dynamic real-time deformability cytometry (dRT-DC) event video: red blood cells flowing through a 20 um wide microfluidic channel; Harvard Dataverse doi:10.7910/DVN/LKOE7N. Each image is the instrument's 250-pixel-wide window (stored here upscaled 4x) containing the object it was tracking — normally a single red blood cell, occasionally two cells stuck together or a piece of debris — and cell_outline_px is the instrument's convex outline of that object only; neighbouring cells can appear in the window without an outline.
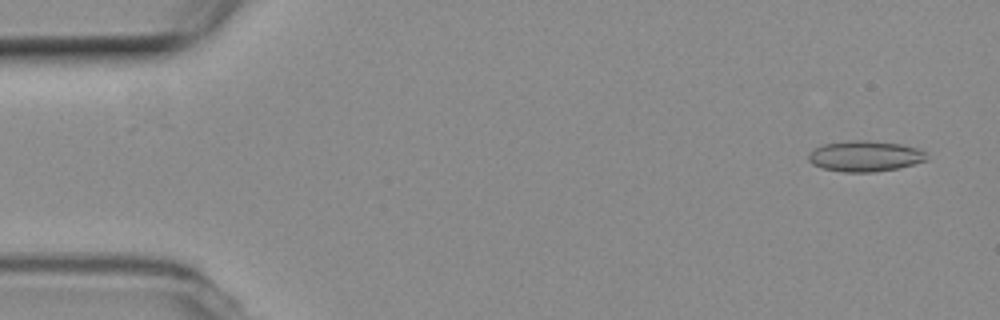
{"species": "common noctule bat (a hibernating species)", "species_latin": "Nyctalus noctula", "temperature_condition": "room temperature", "stored_images_in_passage": 55, "camera_frame_rate_fps": 3000, "um_per_image_px": 0.085, "animal": {"sex": "female", "body_mass_g": 19.3, "forearm_length_mm": 54.1}, "frame": {"image": 1, "passage_image": 3, "time_ms": 0.667, "image_size_px": [1000, 320], "cell_outline_px": [[928, 160], [900, 168], [872, 172], [844, 172], [820, 168], [812, 164], [808, 160], [808, 152], [824, 144], [852, 140], [868, 140], [900, 144], [916, 148], [924, 152]], "centroid_in_image_um": [73.5, 13.28], "position_along_channel_um": 11.5, "area_um2": 21.21}}
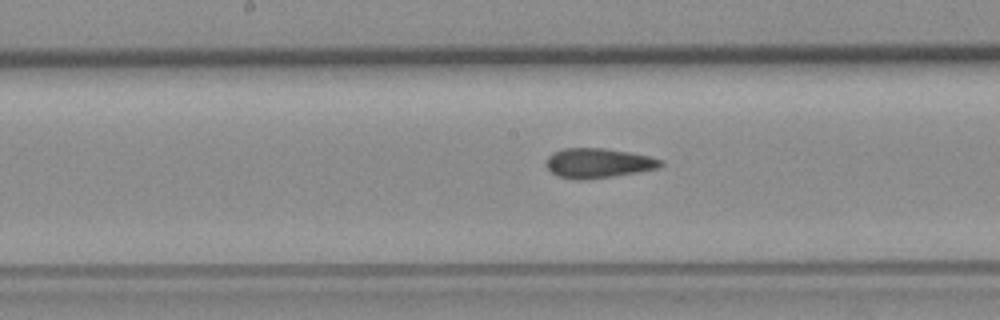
{"frame": {"image": 2, "passage_image": 27, "time_ms": 8.667, "image_size_px": [1000, 320], "cell_outline_px": [[664, 164], [660, 168], [612, 176], [584, 180], [576, 180], [556, 176], [544, 164], [548, 156], [552, 152], [564, 148], [604, 148], [628, 152], [648, 156], [664, 160]], "centroid_in_image_um": [50.82, 13.86], "position_along_channel_um": 197.4, "area_um2": 19.94}}
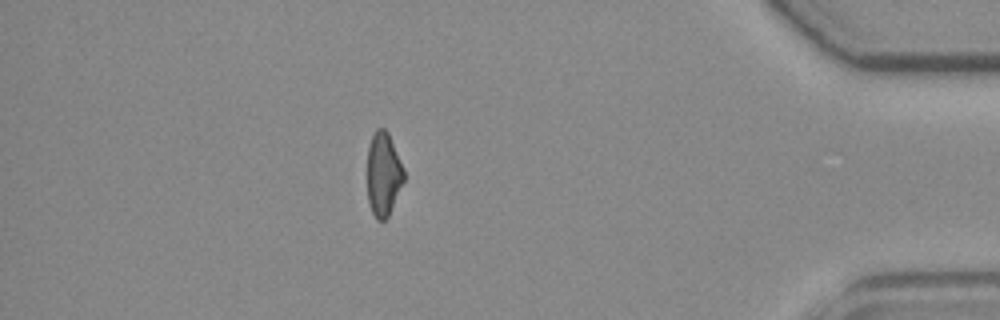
{"frame": {"image": 3, "passage_image": 47, "time_ms": 15.333, "image_size_px": [1000, 320], "cell_outline_px": [[404, 180], [388, 216], [384, 220], [376, 220], [368, 204], [368, 144], [376, 128], [384, 128], [388, 132], [404, 168]], "centroid_in_image_um": [32.58, 14.79], "position_along_channel_um": 402.6, "area_um2": 17.8}, "authors_computed_cell_mechanics": {"area_um2": 19.941, "velocity_mm_per_s": 3.8063, "shape_relaxation_time_tau1_ms": null, "shape_relaxation_time_tau2_ms": 2.4892, "deformation_change_tau1": null, "deformation_change_tau2": 0.1008}}